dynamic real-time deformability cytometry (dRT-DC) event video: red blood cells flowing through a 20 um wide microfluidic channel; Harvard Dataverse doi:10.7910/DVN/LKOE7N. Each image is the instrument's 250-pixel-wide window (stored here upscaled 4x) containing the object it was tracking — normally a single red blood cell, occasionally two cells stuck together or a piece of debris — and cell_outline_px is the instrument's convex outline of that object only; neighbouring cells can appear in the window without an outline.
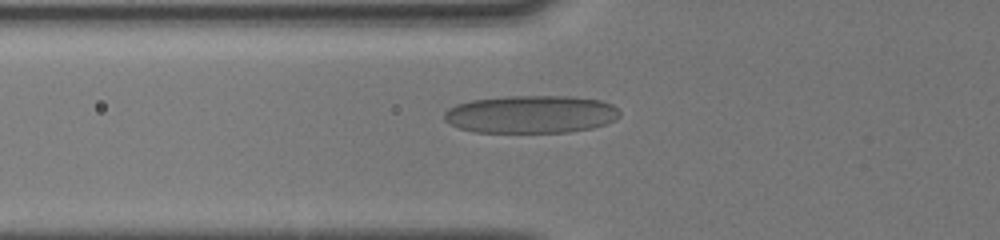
{"species": "human", "species_latin": "Homo sapiens", "temperature_condition": "cold", "stored_images_in_passage": 62, "camera_frame_rate_fps": 3000, "um_per_image_px": 0.085, "donor": {"sex": "male"}, "frame": {"image": 1, "passage_image": 28, "time_ms": 6.667, "image_size_px": [1000, 240], "cell_outline_px": [[620, 116], [616, 120], [592, 128], [568, 132], [472, 132], [448, 124], [444, 120], [444, 112], [448, 108], [456, 104], [472, 100], [504, 96], [572, 96], [600, 100], [612, 104], [620, 112]], "centroid_in_image_um": [45.12, 9.71], "position_along_channel_um": 80.7, "area_um2": 38.9}}
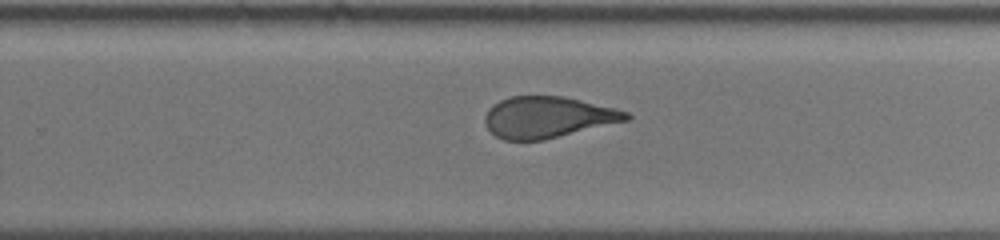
{"frame": {"image": 2, "passage_image": 45, "time_ms": 11.667, "image_size_px": [1000, 240], "cell_outline_px": [[632, 116], [628, 120], [544, 140], [504, 140], [496, 136], [484, 124], [484, 116], [488, 108], [492, 104], [508, 96], [564, 96], [616, 108], [628, 112]], "centroid_in_image_um": [46.53, 9.95], "position_along_channel_um": 283.3, "area_um2": 34.16}}
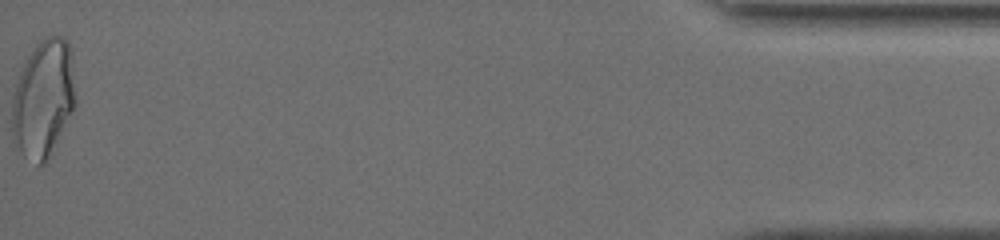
{"frame": {"image": 3, "passage_image": 62, "time_ms": 17.333, "image_size_px": [1000, 240], "cell_outline_px": [[76, 104], [52, 156], [44, 164], [36, 164], [24, 156], [12, 140], [12, 96], [20, 72], [28, 56], [36, 44], [44, 36], [60, 36], [72, 48], [76, 96]], "centroid_in_image_um": [3.71, 8.42], "position_along_channel_um": 431.5, "area_um2": 44.33}, "authors_computed_cell_mechanics": {"area_um2": 36.9342, "velocity_mm_per_s": 4.0491, "shape_relaxation_time_tau1_ms": 7.0385, "shape_relaxation_time_tau2_ms": 1.266, "deformation_change_tau1": 0.209, "deformation_change_tau2": 0.0734}}